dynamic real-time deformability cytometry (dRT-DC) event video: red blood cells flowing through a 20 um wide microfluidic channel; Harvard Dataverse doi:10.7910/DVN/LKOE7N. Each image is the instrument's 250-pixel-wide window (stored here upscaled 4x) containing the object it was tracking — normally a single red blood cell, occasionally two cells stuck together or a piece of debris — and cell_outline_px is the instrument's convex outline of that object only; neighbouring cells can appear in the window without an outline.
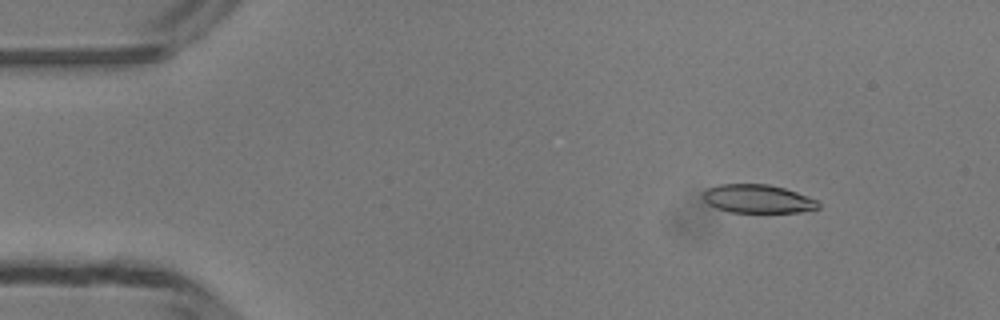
{"species": "common noctule bat (a hibernating species)", "species_latin": "Nyctalus noctula", "temperature_condition": "room temperature", "stored_images_in_passage": 49, "camera_frame_rate_fps": 3000, "um_per_image_px": 0.085, "animal": {"sex": "male", "body_mass_g": 13.3}, "frame": {"image": 1, "passage_image": 6, "time_ms": 1.667, "image_size_px": [1000, 320], "cell_outline_px": [[820, 208], [800, 212], [728, 212], [716, 208], [708, 204], [704, 200], [704, 192], [708, 188], [720, 184], [768, 184], [784, 188], [796, 192], [816, 200], [820, 204]], "centroid_in_image_um": [64.41, 16.9], "position_along_channel_um": 20.6, "area_um2": 19.02}}
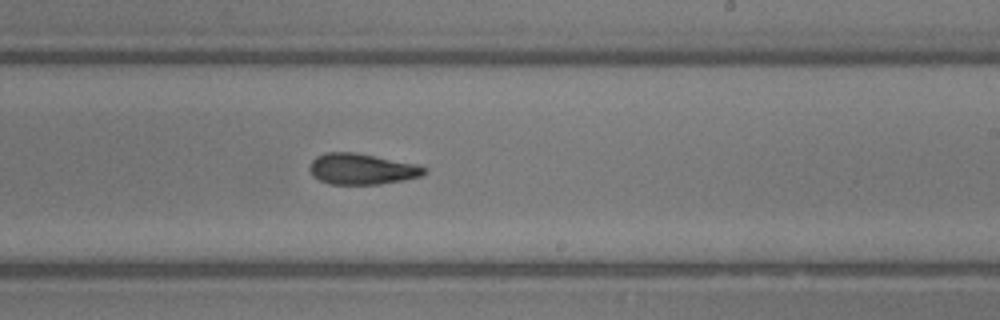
{"frame": {"image": 2, "passage_image": 29, "time_ms": 9.333, "image_size_px": [1000, 320], "cell_outline_px": [[428, 172], [420, 176], [404, 180], [380, 184], [328, 184], [312, 176], [308, 168], [312, 160], [316, 156], [324, 152], [356, 152], [416, 164], [428, 168]], "centroid_in_image_um": [30.74, 14.36], "position_along_channel_um": 258.3, "area_um2": 20.87}}
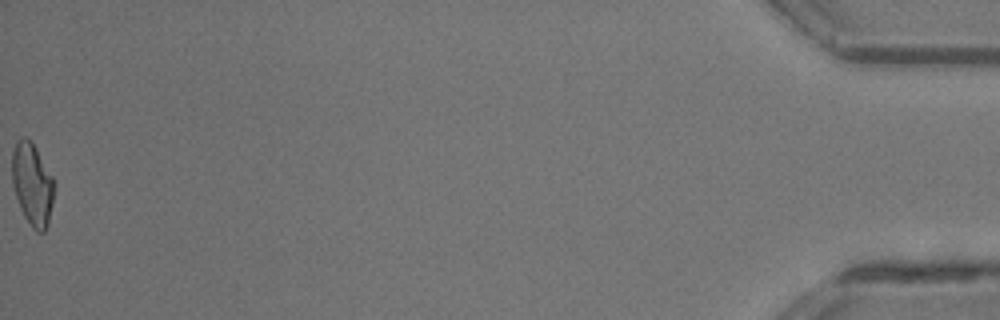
{"frame": {"image": 3, "passage_image": 49, "time_ms": 16.0, "image_size_px": [1000, 320], "cell_outline_px": [[56, 184], [48, 224], [44, 232], [36, 232], [32, 228], [24, 216], [20, 208], [12, 184], [12, 152], [16, 140], [24, 136], [36, 148], [52, 176]], "centroid_in_image_um": [2.75, 15.68], "position_along_channel_um": 432.5, "area_um2": 20.29}, "authors_computed_cell_mechanics": {"area_um2": 20.5768, "velocity_mm_per_s": 4.2275, "shape_relaxation_time_tau1_ms": null, "shape_relaxation_time_tau2_ms": 4.2238, "deformation_change_tau1": null, "deformation_change_tau2": 0.1435}}